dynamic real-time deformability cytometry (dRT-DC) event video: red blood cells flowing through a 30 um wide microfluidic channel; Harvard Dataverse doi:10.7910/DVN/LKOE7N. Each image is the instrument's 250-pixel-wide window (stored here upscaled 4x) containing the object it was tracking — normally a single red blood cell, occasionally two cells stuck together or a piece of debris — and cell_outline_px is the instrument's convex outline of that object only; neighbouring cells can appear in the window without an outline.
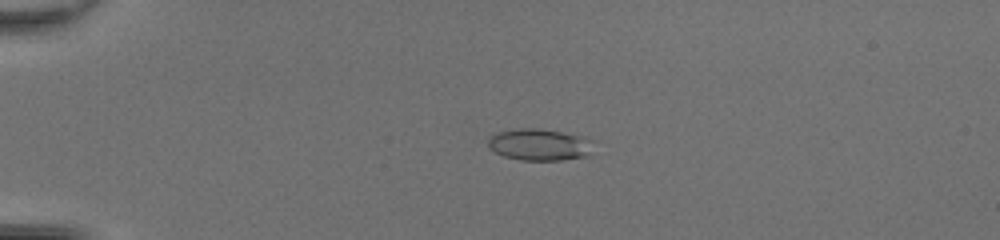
{"species": "common noctule bat (a hibernating species)", "species_latin": "Nyctalus noctula", "temperature_condition": "room temperature", "stored_images_in_passage": 50, "camera_frame_rate_fps": 3000, "um_per_image_px": 0.085, "animal": {"sex": "female", "body_mass_g": 20.0, "forearm_length_mm": 54.0}, "frame": {"image": 1, "passage_image": 14, "time_ms": 4.333, "image_size_px": [1000, 240], "cell_outline_px": [[592, 140], [588, 156], [560, 160], [520, 160], [504, 156], [488, 148], [488, 136], [496, 132], [512, 128], [536, 128], [584, 136]], "centroid_in_image_um": [45.79, 12.28], "position_along_channel_um": 39.2, "area_um2": 19.59}}
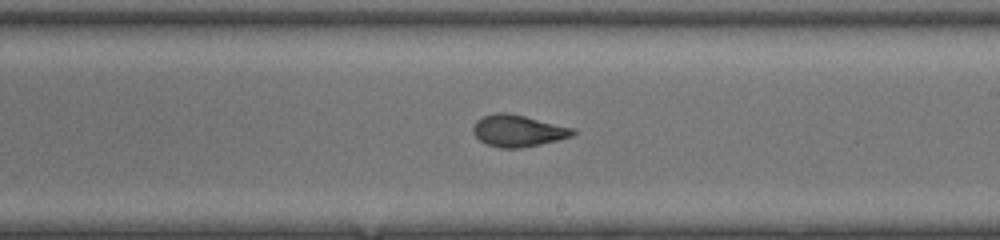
{"frame": {"image": 2, "passage_image": 32, "time_ms": 10.333, "image_size_px": [1000, 240], "cell_outline_px": [[576, 132], [572, 136], [540, 144], [520, 148], [500, 148], [488, 144], [480, 140], [472, 132], [472, 128], [476, 120], [484, 116], [496, 112], [508, 112], [572, 128]], "centroid_in_image_um": [43.98, 11.11], "position_along_channel_um": 245.0, "area_um2": 18.21}}
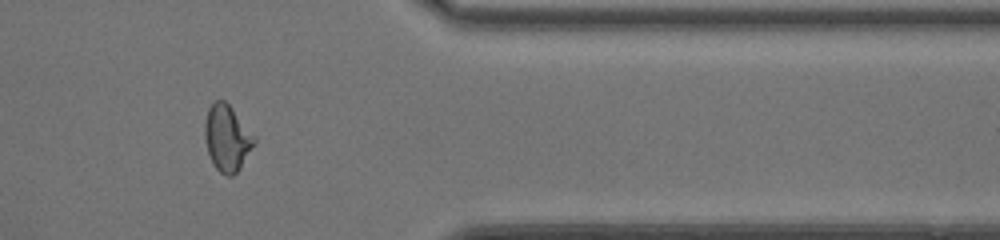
{"frame": {"image": 3, "passage_image": 43, "time_ms": 14.0, "image_size_px": [1000, 240], "cell_outline_px": [[256, 140], [240, 168], [232, 176], [228, 176], [220, 172], [216, 168], [208, 152], [204, 136], [204, 124], [208, 108], [216, 100], [224, 100], [228, 104], [256, 136]], "centroid_in_image_um": [19.29, 11.72], "position_along_channel_um": 392.1, "area_um2": 18.84}, "authors_computed_cell_mechanics": {"area_um2": 19.1318, "velocity_mm_per_s": 4.3419, "shape_relaxation_time_tau1_ms": 9.7654, "shape_relaxation_time_tau2_ms": 1.0901, "deformation_change_tau1": 0.2784, "deformation_change_tau2": 0.0647}}